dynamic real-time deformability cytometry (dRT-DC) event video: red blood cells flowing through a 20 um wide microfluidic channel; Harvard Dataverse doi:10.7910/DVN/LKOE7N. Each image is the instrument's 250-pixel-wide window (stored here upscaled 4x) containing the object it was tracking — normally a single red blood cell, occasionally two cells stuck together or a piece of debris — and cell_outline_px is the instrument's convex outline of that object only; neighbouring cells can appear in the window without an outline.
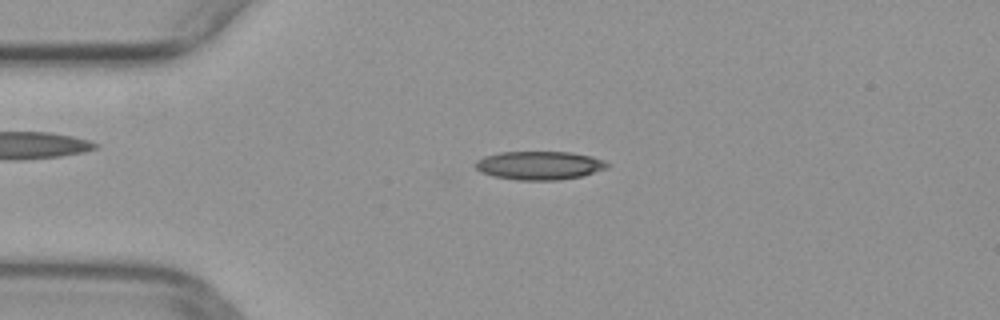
{"species": "common noctule bat (a hibernating species)", "species_latin": "Nyctalus noctula", "temperature_condition": "warm", "stored_images_in_passage": 49, "camera_frame_rate_fps": 3000, "um_per_image_px": 0.085, "animal": {"sex": "female", "body_mass_g": 29.2, "forearm_length_mm": 56.3}, "frame": {"image": 1, "passage_image": 11, "time_ms": 3.333, "image_size_px": [1000, 320], "cell_outline_px": [[608, 168], [580, 176], [556, 180], [520, 180], [496, 176], [480, 172], [476, 168], [476, 160], [484, 156], [500, 152], [568, 152], [592, 156], [604, 160], [608, 164]], "centroid_in_image_um": [45.85, 14.05], "position_along_channel_um": 39.2, "area_um2": 21.68}}
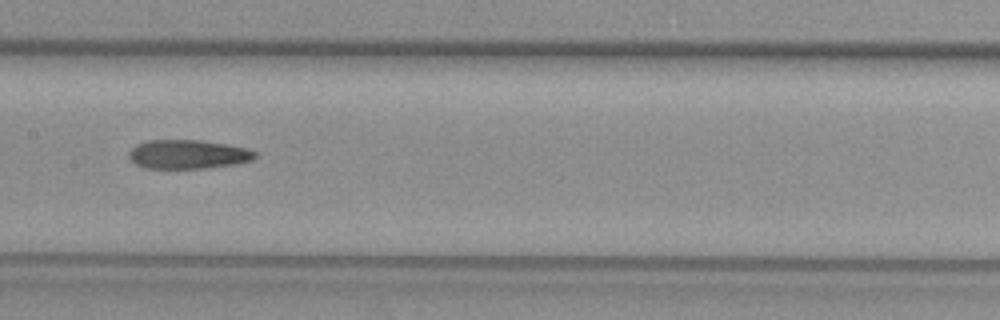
{"frame": {"image": 2, "passage_image": 24, "time_ms": 7.667, "image_size_px": [1000, 320], "cell_outline_px": [[260, 156], [252, 160], [236, 164], [208, 168], [144, 168], [136, 164], [128, 156], [128, 152], [136, 144], [148, 140], [200, 140], [228, 144], [244, 148], [256, 152]], "centroid_in_image_um": [15.99, 13.11], "position_along_channel_um": 191.4, "area_um2": 21.44}}
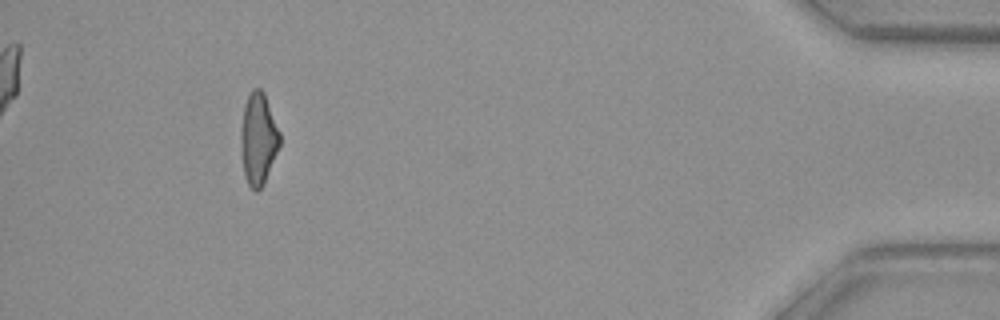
{"frame": {"image": 3, "passage_image": 45, "time_ms": 14.667, "image_size_px": [1000, 320], "cell_outline_px": [[280, 144], [264, 184], [256, 192], [248, 184], [244, 176], [240, 152], [240, 132], [244, 104], [248, 92], [252, 88], [260, 88], [264, 92], [280, 132]], "centroid_in_image_um": [21.93, 11.78], "position_along_channel_um": 413.3, "area_um2": 21.15}}